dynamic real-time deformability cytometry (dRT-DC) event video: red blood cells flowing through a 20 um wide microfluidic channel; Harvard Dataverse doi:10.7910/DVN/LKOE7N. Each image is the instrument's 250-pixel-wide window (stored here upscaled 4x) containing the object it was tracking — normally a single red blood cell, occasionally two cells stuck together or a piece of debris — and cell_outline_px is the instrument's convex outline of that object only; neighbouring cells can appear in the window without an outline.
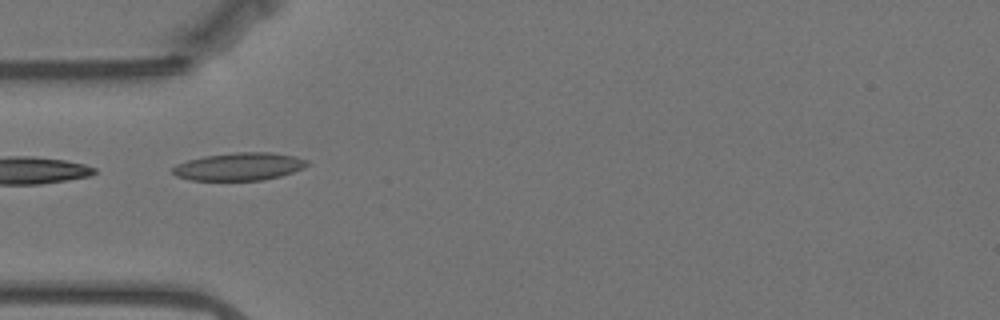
{"species": "Egyptian fruit bat (a non-hibernating species)", "species_latin": "Rousettus aegyptiacus", "temperature_condition": "warm", "stored_images_in_passage": 24, "camera_frame_rate_fps": 3000, "um_per_image_px": 0.085, "animal": {"sex": "female"}, "frame": {"image": 1, "passage_image": 1, "time_ms": 0.0, "image_size_px": [1000, 320], "cell_outline_px": [[308, 164], [304, 168], [280, 176], [260, 180], [192, 180], [176, 176], [172, 172], [172, 168], [176, 164], [188, 160], [204, 156], [236, 152], [272, 152], [296, 156], [308, 160]], "centroid_in_image_um": [20.34, 14.15], "position_along_channel_um": 64.7, "area_um2": 21.73}}